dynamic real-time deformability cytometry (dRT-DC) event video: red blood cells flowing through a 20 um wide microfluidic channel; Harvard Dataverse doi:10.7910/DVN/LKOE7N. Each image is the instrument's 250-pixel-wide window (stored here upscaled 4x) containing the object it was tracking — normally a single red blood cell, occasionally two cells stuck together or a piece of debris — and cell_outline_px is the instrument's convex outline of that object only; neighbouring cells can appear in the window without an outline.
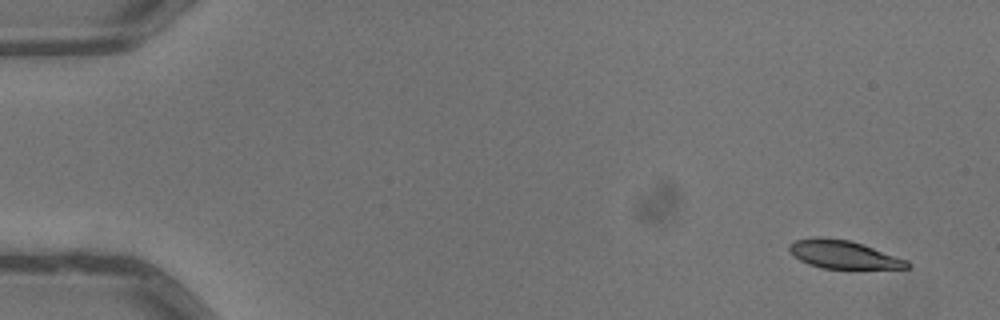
{"species": "common noctule bat (a hibernating species)", "species_latin": "Nyctalus noctula", "temperature_condition": "warm", "stored_images_in_passage": 5, "camera_frame_rate_fps": 3000, "um_per_image_px": 0.085, "animal": {"sex": "male", "body_mass_g": 13.3}, "frame": {"image": 1, "passage_image": 1, "time_ms": 0.0, "image_size_px": [1000, 320], "cell_outline_px": [[912, 264], [908, 268], [824, 268], [808, 264], [800, 260], [788, 252], [788, 244], [796, 240], [816, 236], [824, 236], [848, 240], [908, 260]], "centroid_in_image_um": [71.63, 21.62], "position_along_channel_um": 13.4, "area_um2": 19.19}}
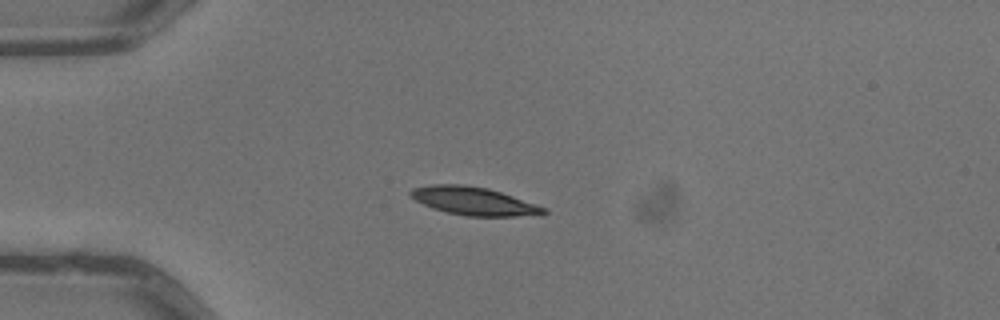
{"frame": {"image": 2, "passage_image": 4, "time_ms": 1.0, "image_size_px": [1000, 320], "cell_outline_px": [[548, 212], [540, 216], [468, 216], [448, 212], [432, 208], [416, 200], [408, 192], [412, 188], [428, 184], [464, 184], [488, 188], [548, 208]], "centroid_in_image_um": [40.31, 17.09], "position_along_channel_um": 44.7, "area_um2": 21.91}}